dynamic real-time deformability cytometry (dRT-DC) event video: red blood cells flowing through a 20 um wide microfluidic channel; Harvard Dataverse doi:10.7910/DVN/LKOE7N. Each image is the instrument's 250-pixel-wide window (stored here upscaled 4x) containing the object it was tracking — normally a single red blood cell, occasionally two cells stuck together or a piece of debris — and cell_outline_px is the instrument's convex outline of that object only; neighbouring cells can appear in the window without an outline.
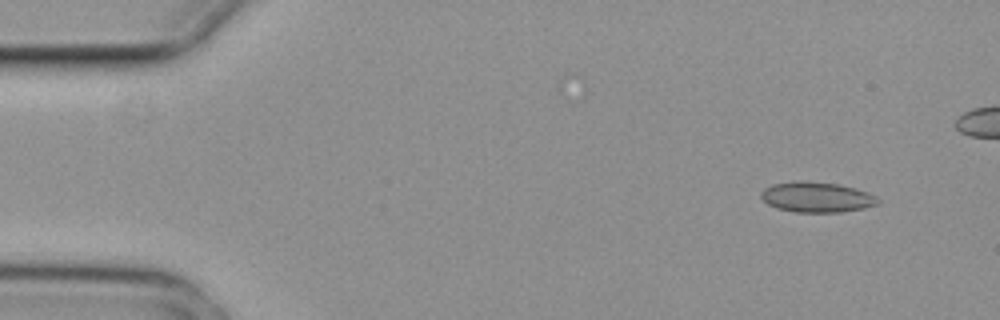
{"species": "common noctule bat (a hibernating species)", "species_latin": "Nyctalus noctula", "temperature_condition": "cold", "stored_images_in_passage": 5, "camera_frame_rate_fps": 3000, "um_per_image_px": 0.085, "animal": {"sex": "female", "body_mass_g": 29.2, "forearm_length_mm": 56.3}, "frame": {"image": 1, "passage_image": 2, "time_ms": 0.333, "image_size_px": [1000, 320], "cell_outline_px": [[880, 204], [864, 208], [840, 212], [796, 212], [776, 208], [768, 204], [760, 196], [760, 192], [764, 188], [772, 184], [796, 180], [800, 180], [840, 184], [856, 188], [868, 192], [876, 196], [880, 200]], "centroid_in_image_um": [69.43, 16.75], "position_along_channel_um": 15.6, "area_um2": 20.92}}